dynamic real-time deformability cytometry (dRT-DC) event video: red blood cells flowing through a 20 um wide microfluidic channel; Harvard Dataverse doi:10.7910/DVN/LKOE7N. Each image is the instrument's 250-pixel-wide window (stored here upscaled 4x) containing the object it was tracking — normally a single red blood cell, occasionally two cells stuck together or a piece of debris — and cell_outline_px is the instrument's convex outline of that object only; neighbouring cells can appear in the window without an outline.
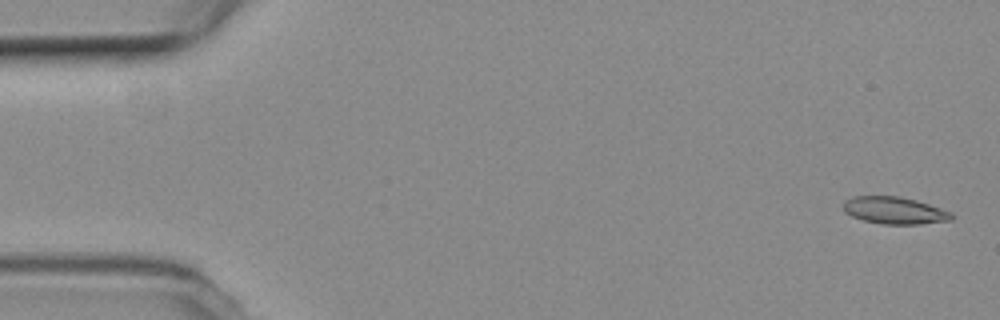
{"species": "common noctule bat (a hibernating species)", "species_latin": "Nyctalus noctula", "temperature_condition": "room temperature", "stored_images_in_passage": 53, "camera_frame_rate_fps": 3000, "um_per_image_px": 0.085, "animal": {"sex": "female", "body_mass_g": 19.3, "forearm_length_mm": 54.1}, "frame": {"image": 1, "passage_image": 1, "time_ms": 0.0, "image_size_px": [1000, 320], "cell_outline_px": [[956, 216], [952, 220], [920, 224], [884, 224], [864, 220], [852, 216], [844, 212], [844, 200], [852, 196], [900, 196], [916, 200], [952, 212]], "centroid_in_image_um": [76.06, 17.88], "position_along_channel_um": 8.9, "area_um2": 17.17}}
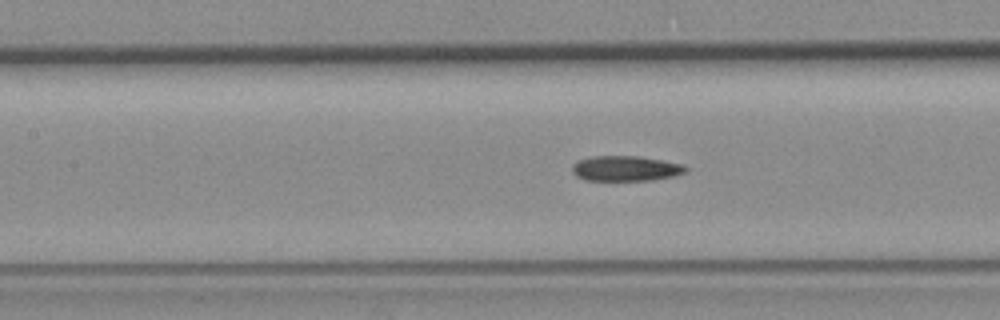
{"frame": {"image": 2, "passage_image": 23, "time_ms": 7.333, "image_size_px": [1000, 320], "cell_outline_px": [[688, 168], [684, 172], [672, 176], [652, 180], [584, 180], [576, 176], [572, 172], [572, 164], [576, 160], [592, 156], [640, 156], [684, 164]], "centroid_in_image_um": [53.14, 14.31], "position_along_channel_um": 154.3, "area_um2": 16.76}}
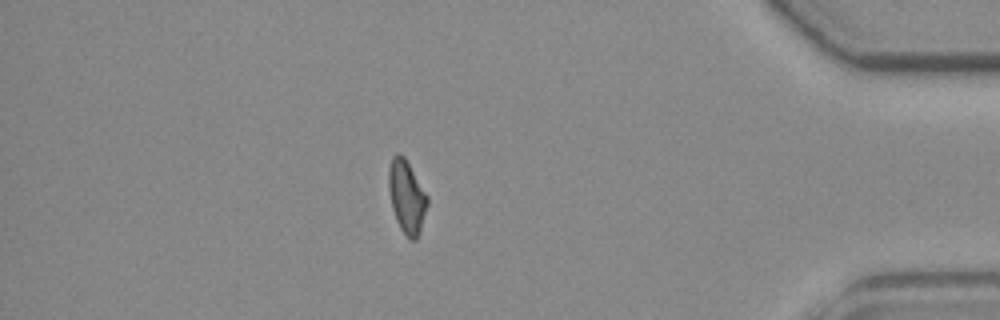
{"frame": {"image": 3, "passage_image": 46, "time_ms": 15.0, "image_size_px": [1000, 320], "cell_outline_px": [[428, 204], [420, 232], [416, 240], [408, 240], [400, 228], [396, 220], [392, 208], [388, 188], [388, 168], [392, 156], [396, 152], [400, 152], [404, 156], [428, 196]], "centroid_in_image_um": [34.56, 16.72], "position_along_channel_um": 400.6, "area_um2": 16.7}}